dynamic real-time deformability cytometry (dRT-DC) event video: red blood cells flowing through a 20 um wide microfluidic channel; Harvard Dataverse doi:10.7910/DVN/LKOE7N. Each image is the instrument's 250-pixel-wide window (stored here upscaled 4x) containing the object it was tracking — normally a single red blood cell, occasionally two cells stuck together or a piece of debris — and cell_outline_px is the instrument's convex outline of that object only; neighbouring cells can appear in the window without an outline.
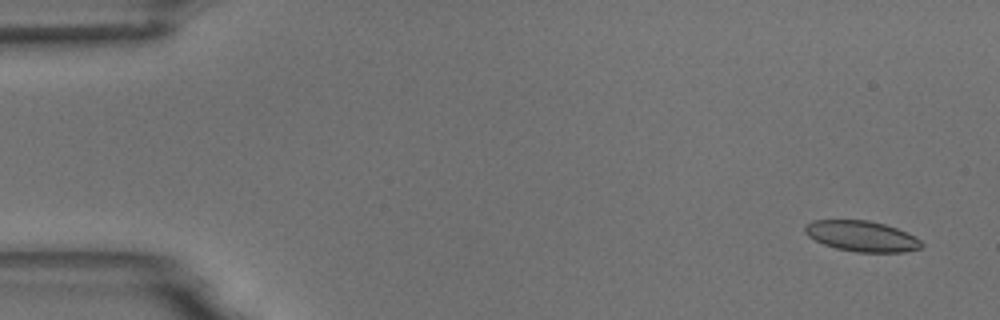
{"species": "common noctule bat (a hibernating species)", "species_latin": "Nyctalus noctula", "temperature_condition": "room temperature", "stored_images_in_passage": 6, "camera_frame_rate_fps": 3000, "um_per_image_px": 0.085, "animal": {"sex": "male", "body_mass_g": 18.8}, "frame": {"image": 1, "passage_image": 1, "time_ms": 0.0, "image_size_px": [1000, 320], "cell_outline_px": [[924, 244], [920, 248], [904, 252], [856, 252], [836, 248], [824, 244], [808, 236], [804, 232], [804, 224], [812, 220], [868, 220], [884, 224], [896, 228], [920, 240]], "centroid_in_image_um": [73.2, 20.07], "position_along_channel_um": 11.8, "area_um2": 20.69}}
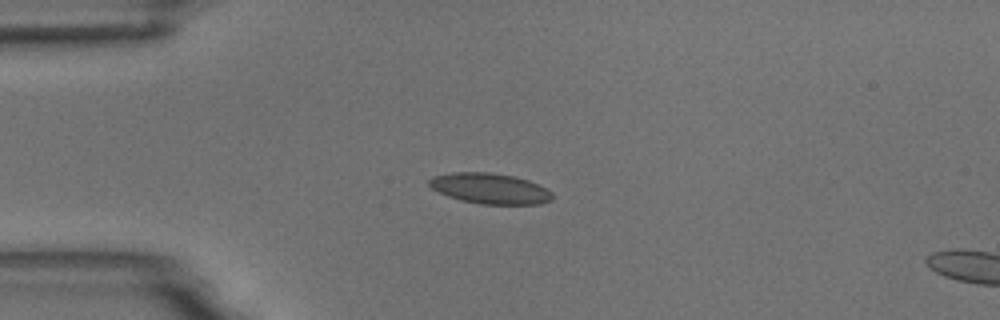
{"frame": {"image": 2, "passage_image": 4, "time_ms": 3.667, "image_size_px": [1000, 320], "cell_outline_px": [[552, 200], [540, 204], [480, 204], [460, 200], [448, 196], [432, 188], [428, 184], [428, 180], [432, 176], [452, 172], [488, 172], [516, 176], [528, 180], [552, 192]], "centroid_in_image_um": [41.63, 16.02], "position_along_channel_um": 43.4, "area_um2": 21.96}}